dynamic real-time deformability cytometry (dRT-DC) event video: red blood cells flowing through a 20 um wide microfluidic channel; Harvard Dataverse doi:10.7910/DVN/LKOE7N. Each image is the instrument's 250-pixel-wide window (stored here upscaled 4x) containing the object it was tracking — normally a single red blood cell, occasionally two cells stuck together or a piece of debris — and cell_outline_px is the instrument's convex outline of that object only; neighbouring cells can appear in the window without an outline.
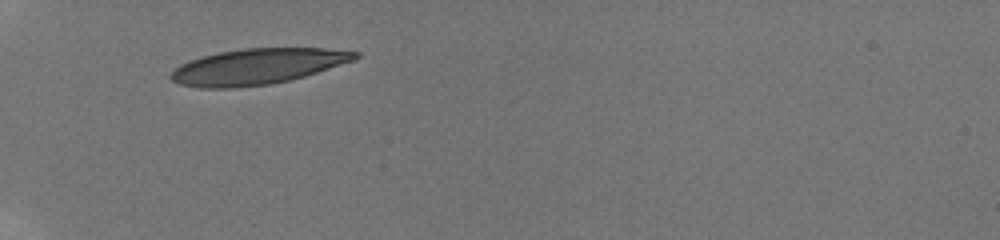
{"species": "human", "species_latin": "Homo sapiens", "temperature_condition": "room temperature", "stored_images_in_passage": 4, "camera_frame_rate_fps": 3000, "um_per_image_px": 0.085, "donor": {"sex": "male"}, "frame": {"image": 1, "passage_image": 1, "time_ms": 0.0, "image_size_px": [1000, 240], "cell_outline_px": [[360, 56], [356, 60], [304, 76], [272, 84], [236, 88], [200, 88], [180, 84], [172, 80], [168, 76], [180, 64], [188, 60], [216, 52], [244, 48], [324, 48], [360, 52]], "centroid_in_image_um": [21.87, 5.65], "position_along_channel_um": 63.1, "area_um2": 38.55}}
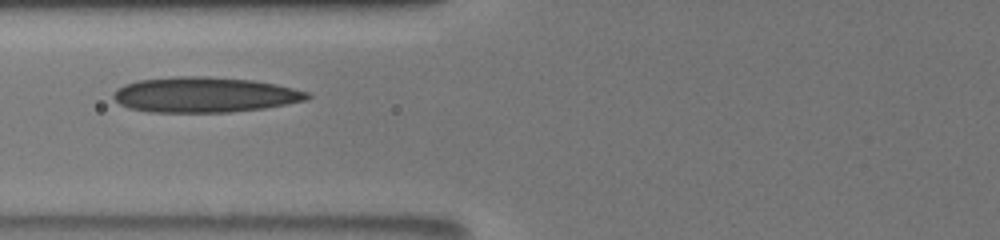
{"frame": {"image": 2, "passage_image": 3, "time_ms": 1.667, "image_size_px": [1000, 240], "cell_outline_px": [[312, 96], [308, 100], [264, 108], [228, 112], [148, 112], [128, 108], [120, 104], [112, 96], [112, 92], [116, 88], [124, 84], [136, 80], [176, 76], [208, 76], [252, 80], [276, 84], [308, 92]], "centroid_in_image_um": [17.35, 8.05], "position_along_channel_um": 108.4, "area_um2": 40.17}}